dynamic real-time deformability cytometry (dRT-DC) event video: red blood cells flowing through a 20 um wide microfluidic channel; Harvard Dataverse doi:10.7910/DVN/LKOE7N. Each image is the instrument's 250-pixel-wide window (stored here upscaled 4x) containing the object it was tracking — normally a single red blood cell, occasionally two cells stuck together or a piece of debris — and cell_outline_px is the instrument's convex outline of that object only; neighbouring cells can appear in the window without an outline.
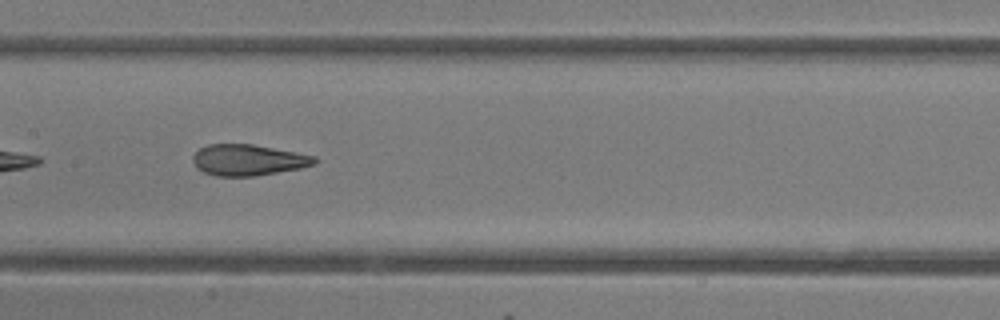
{"species": "common noctule bat (a hibernating species)", "species_latin": "Nyctalus noctula", "temperature_condition": "room temperature", "stored_images_in_passage": 42, "camera_frame_rate_fps": 3000, "um_per_image_px": 0.085, "animal": {"sex": "female"}, "frame": {"image": 1, "passage_image": 24, "time_ms": 7.667, "image_size_px": [1000, 320], "cell_outline_px": [[320, 160], [316, 164], [300, 168], [256, 176], [216, 176], [204, 172], [196, 168], [192, 160], [192, 156], [200, 148], [208, 144], [252, 144], [316, 156]], "centroid_in_image_um": [21.1, 13.6], "position_along_channel_um": 186.3, "area_um2": 22.14}}
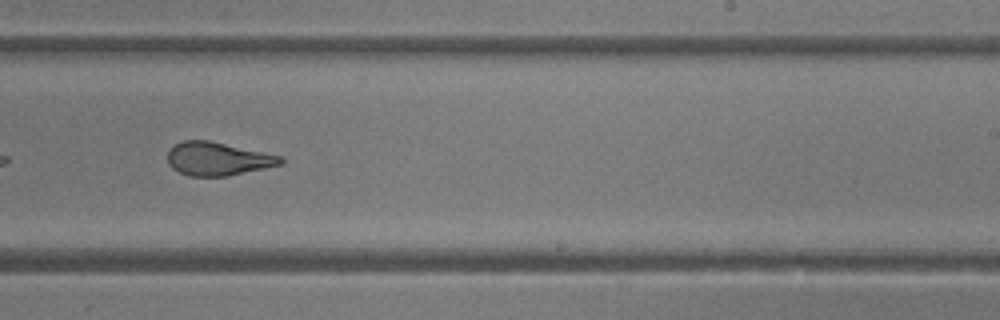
{"frame": {"image": 2, "passage_image": 30, "time_ms": 9.667, "image_size_px": [1000, 320], "cell_outline_px": [[284, 160], [280, 164], [264, 168], [228, 176], [188, 176], [172, 168], [168, 164], [168, 148], [172, 144], [184, 140], [208, 140], [280, 156]], "centroid_in_image_um": [18.43, 13.5], "position_along_channel_um": 270.6, "area_um2": 21.79}, "authors_computed_cell_mechanics": {"area_um2": 23.5824, "velocity_mm_per_s": 4.2356, "shape_relaxation_time_tau1_ms": 5.5254, "shape_relaxation_time_tau2_ms": 1.0365, "deformation_change_tau1": 0.1855, "deformation_change_tau2": 0.0861}}